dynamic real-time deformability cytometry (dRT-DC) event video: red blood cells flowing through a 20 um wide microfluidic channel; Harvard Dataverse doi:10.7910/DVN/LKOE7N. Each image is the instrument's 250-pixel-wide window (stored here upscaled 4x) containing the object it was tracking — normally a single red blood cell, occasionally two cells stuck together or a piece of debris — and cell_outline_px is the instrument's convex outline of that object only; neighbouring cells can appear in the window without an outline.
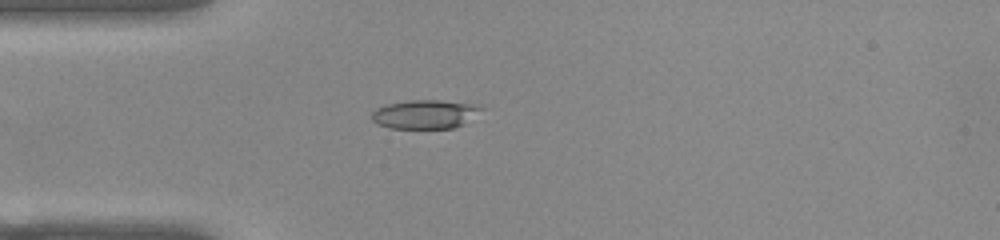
{"species": "common noctule bat (a hibernating species)", "species_latin": "Nyctalus noctula", "temperature_condition": "warm", "stored_images_in_passage": 47, "camera_frame_rate_fps": 3000, "um_per_image_px": 0.085, "animal": {"sex": "female", "body_mass_g": 22.0, "forearm_length_mm": 56.7}, "frame": {"image": 1, "passage_image": 9, "time_ms": 2.667, "image_size_px": [1000, 240], "cell_outline_px": [[484, 108], [464, 124], [452, 128], [388, 128], [376, 124], [372, 120], [372, 112], [376, 108], [388, 104], [412, 100], [436, 100], [472, 104]], "centroid_in_image_um": [36.08, 9.72], "position_along_channel_um": 48.9, "area_um2": 18.21}}
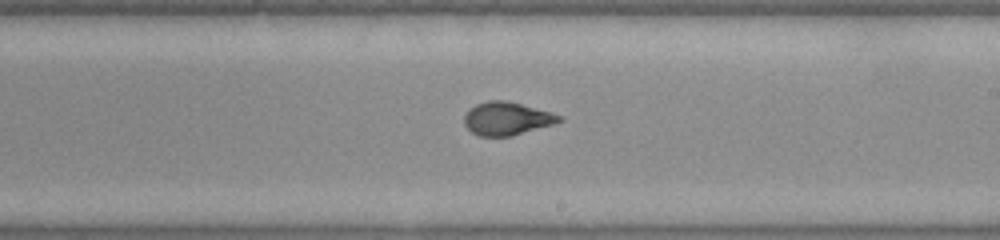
{"frame": {"image": 2, "passage_image": 25, "time_ms": 8.0, "image_size_px": [1000, 240], "cell_outline_px": [[564, 120], [552, 124], [512, 136], [480, 136], [472, 132], [464, 124], [464, 116], [468, 108], [476, 104], [488, 100], [504, 100], [552, 112], [560, 116]], "centroid_in_image_um": [43.05, 10.07], "position_along_channel_um": 246.0, "area_um2": 18.21}}
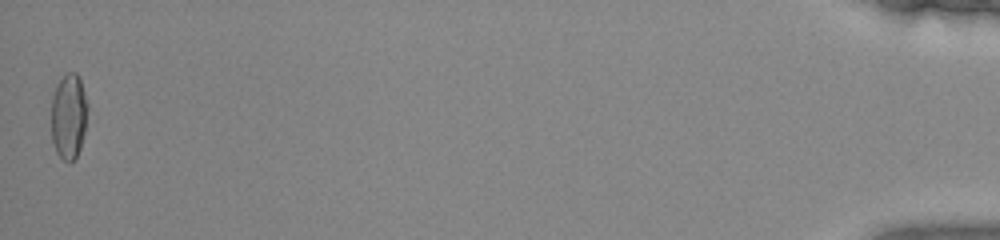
{"frame": {"image": 3, "passage_image": 47, "time_ms": 15.333, "image_size_px": [1000, 240], "cell_outline_px": [[88, 108], [84, 132], [80, 148], [76, 156], [68, 164], [56, 152], [52, 140], [52, 96], [60, 80], [68, 72], [76, 72], [80, 80], [88, 104]], "centroid_in_image_um": [5.85, 9.9], "position_along_channel_um": 429.4, "area_um2": 17.92}, "authors_computed_cell_mechanics": {"area_um2": 18.3226, "velocity_mm_per_s": 3.8833, "shape_relaxation_time_tau1_ms": 9.2215, "shape_relaxation_time_tau2_ms": 0.7455, "deformation_change_tau1": 0.2766, "deformation_change_tau2": 0.0723}}